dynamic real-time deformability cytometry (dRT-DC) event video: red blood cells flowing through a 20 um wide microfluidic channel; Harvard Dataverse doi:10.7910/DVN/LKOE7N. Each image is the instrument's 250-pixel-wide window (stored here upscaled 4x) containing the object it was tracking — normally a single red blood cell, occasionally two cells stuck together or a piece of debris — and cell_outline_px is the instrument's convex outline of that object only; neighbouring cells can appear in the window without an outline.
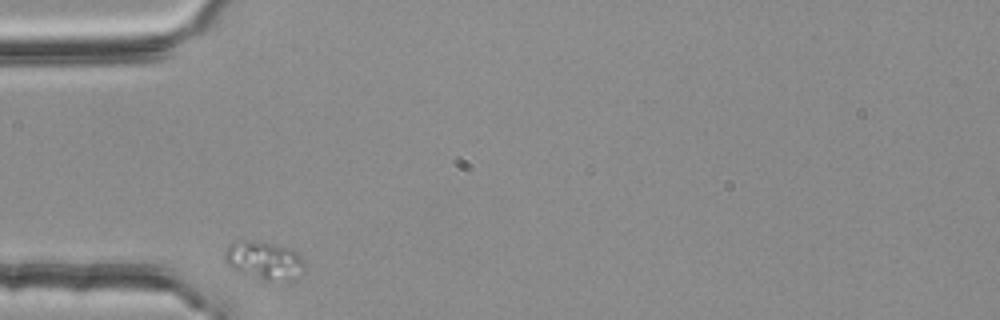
{"species": "common noctule bat (a hibernating species)", "species_latin": "Nyctalus noctula", "temperature_condition": "room temperature", "stored_images_in_passage": 4, "camera_frame_rate_fps": 3000, "um_per_image_px": 0.085, "animal": {"sex": "female", "body_mass_g": 25.1}, "frame": {"image": 1, "passage_image": 1, "time_ms": 0.0, "image_size_px": [1000, 320], "cell_outline_px": [[304, 272], [296, 280], [264, 280], [232, 268], [224, 260], [224, 252], [228, 244], [232, 240], [256, 240], [288, 248], [296, 252], [304, 260]], "centroid_in_image_um": [22.46, 22.12], "position_along_channel_um": 62.5, "area_um2": 17.86}}